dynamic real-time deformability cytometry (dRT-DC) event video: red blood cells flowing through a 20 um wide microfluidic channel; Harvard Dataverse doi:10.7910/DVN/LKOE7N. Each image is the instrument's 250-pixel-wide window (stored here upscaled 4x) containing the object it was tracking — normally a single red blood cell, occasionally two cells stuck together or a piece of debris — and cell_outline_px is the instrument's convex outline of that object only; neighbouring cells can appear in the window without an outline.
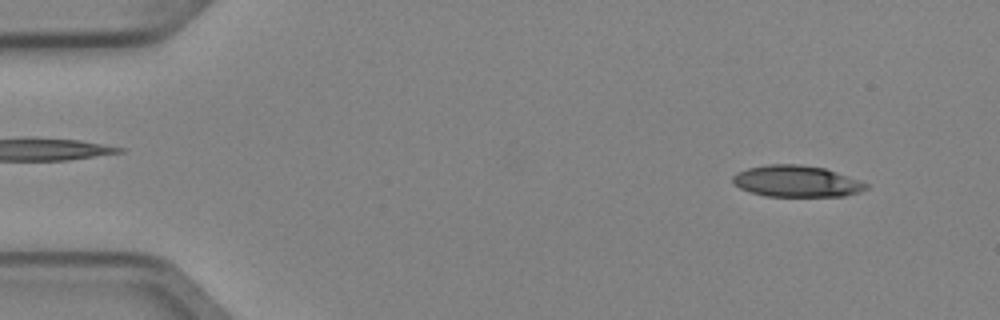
{"species": "Egyptian fruit bat (a non-hibernating species)", "species_latin": "Rousettus aegyptiacus", "temperature_condition": "cold", "stored_images_in_passage": 3, "camera_frame_rate_fps": 3000, "um_per_image_px": 0.085, "animal": {"sex": "female"}, "frame": {"image": 1, "passage_image": 1, "time_ms": 0.0, "image_size_px": [1000, 320], "cell_outline_px": [[868, 188], [860, 192], [844, 196], [764, 196], [748, 192], [732, 184], [732, 176], [736, 172], [748, 168], [768, 164], [800, 164], [824, 168], [836, 172], [868, 184]], "centroid_in_image_um": [67.65, 15.41], "position_along_channel_um": 17.4, "area_um2": 24.51}}
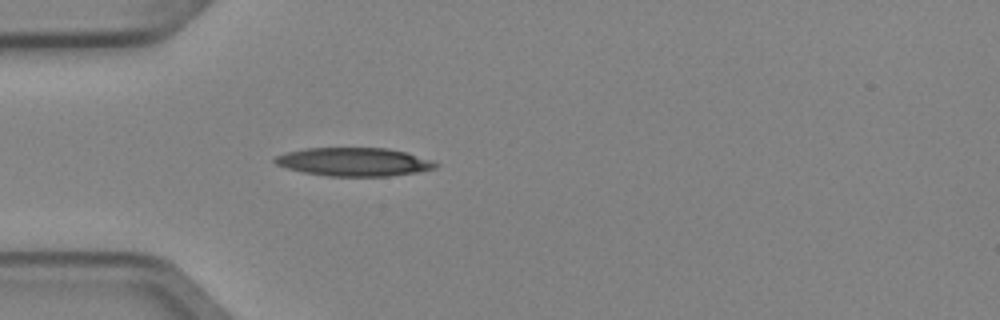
{"frame": {"image": 2, "passage_image": 3, "time_ms": 0.667, "image_size_px": [1000, 320], "cell_outline_px": [[440, 164], [436, 168], [416, 172], [388, 176], [328, 176], [304, 172], [288, 168], [276, 164], [272, 160], [276, 156], [288, 152], [304, 148], [388, 148], [404, 152], [432, 160]], "centroid_in_image_um": [30.09, 13.76], "position_along_channel_um": 54.9, "area_um2": 26.41}}